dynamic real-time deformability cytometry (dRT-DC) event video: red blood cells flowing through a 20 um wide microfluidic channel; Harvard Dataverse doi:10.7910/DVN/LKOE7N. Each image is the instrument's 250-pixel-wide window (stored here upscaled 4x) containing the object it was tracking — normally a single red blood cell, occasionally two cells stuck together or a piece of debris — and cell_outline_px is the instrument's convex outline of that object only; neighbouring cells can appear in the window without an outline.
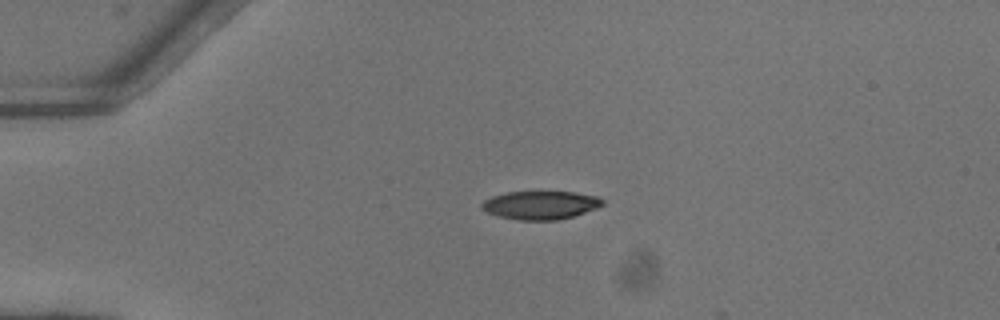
{"species": "common noctule bat (a hibernating species)", "species_latin": "Nyctalus noctula", "temperature_condition": "warm", "stored_images_in_passage": 4, "camera_frame_rate_fps": 3000, "um_per_image_px": 0.085, "animal": {"sex": "female"}, "frame": {"image": 1, "passage_image": 1, "time_ms": 0.0, "image_size_px": [1000, 320], "cell_outline_px": [[604, 204], [596, 208], [572, 216], [556, 220], [516, 220], [496, 216], [480, 208], [480, 204], [484, 200], [492, 196], [508, 192], [572, 192], [596, 196], [604, 200]], "centroid_in_image_um": [45.9, 17.44], "position_along_channel_um": 39.1, "area_um2": 19.88}}